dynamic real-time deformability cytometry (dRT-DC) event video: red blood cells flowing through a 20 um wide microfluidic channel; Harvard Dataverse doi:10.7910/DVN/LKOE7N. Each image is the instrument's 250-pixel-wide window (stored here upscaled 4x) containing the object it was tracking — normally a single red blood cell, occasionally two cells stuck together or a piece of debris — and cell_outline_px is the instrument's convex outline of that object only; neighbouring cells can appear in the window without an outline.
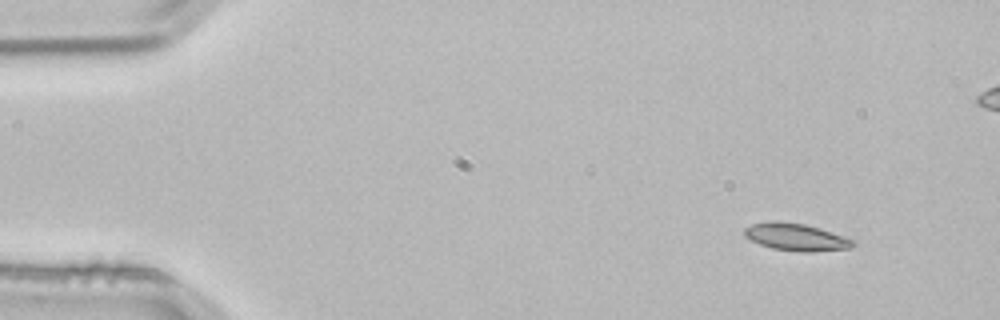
{"species": "common noctule bat (a hibernating species)", "species_latin": "Nyctalus noctula", "temperature_condition": "room temperature", "stored_images_in_passage": 3, "camera_frame_rate_fps": 3000, "um_per_image_px": 0.085, "animal": {"sex": "male", "body_mass_g": 21.5, "forearm_length_mm": 52.0}, "frame": {"image": 1, "passage_image": 1, "time_ms": 0.0, "image_size_px": [1000, 320], "cell_outline_px": [[856, 244], [848, 248], [812, 252], [800, 252], [772, 248], [760, 244], [744, 236], [744, 228], [752, 224], [768, 220], [776, 220], [804, 224], [820, 228], [856, 240]], "centroid_in_image_um": [67.66, 20.14], "position_along_channel_um": 17.3, "area_um2": 17.4}}